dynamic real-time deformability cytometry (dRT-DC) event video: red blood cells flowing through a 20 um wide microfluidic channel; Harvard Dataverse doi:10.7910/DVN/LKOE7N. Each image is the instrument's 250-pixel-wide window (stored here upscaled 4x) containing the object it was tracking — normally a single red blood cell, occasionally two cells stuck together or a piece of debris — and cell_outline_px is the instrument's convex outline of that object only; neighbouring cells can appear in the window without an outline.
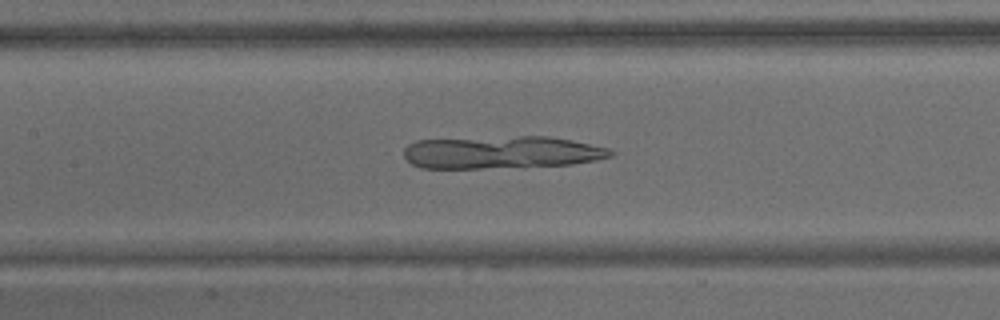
{"species": "common noctule bat (a hibernating species)", "species_latin": "Nyctalus noctula", "temperature_condition": "warm", "stored_images_in_passage": 64, "camera_frame_rate_fps": 3000, "um_per_image_px": 0.085, "animal": {"sex": "male", "body_mass_g": 15.6}, "frame": {"image": 1, "passage_image": 28, "time_ms": 9.0, "image_size_px": [1000, 320], "cell_outline_px": [[616, 152], [612, 156], [596, 160], [572, 164], [480, 168], [420, 168], [412, 164], [404, 156], [404, 148], [408, 144], [416, 140], [520, 136], [548, 136], [572, 140], [608, 148]], "centroid_in_image_um": [42.63, 12.94], "position_along_channel_um": 164.8, "area_um2": 39.13}}
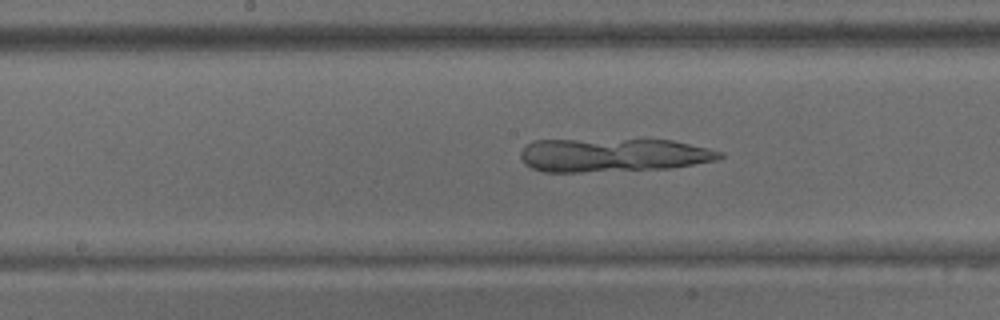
{"frame": {"image": 2, "passage_image": 31, "time_ms": 10.0, "image_size_px": [1000, 320], "cell_outline_px": [[724, 156], [716, 160], [668, 168], [580, 172], [544, 172], [532, 168], [524, 164], [520, 156], [520, 152], [532, 140], [672, 140], [708, 148], [724, 152]], "centroid_in_image_um": [52.08, 13.18], "position_along_channel_um": 196.1, "area_um2": 38.73}}